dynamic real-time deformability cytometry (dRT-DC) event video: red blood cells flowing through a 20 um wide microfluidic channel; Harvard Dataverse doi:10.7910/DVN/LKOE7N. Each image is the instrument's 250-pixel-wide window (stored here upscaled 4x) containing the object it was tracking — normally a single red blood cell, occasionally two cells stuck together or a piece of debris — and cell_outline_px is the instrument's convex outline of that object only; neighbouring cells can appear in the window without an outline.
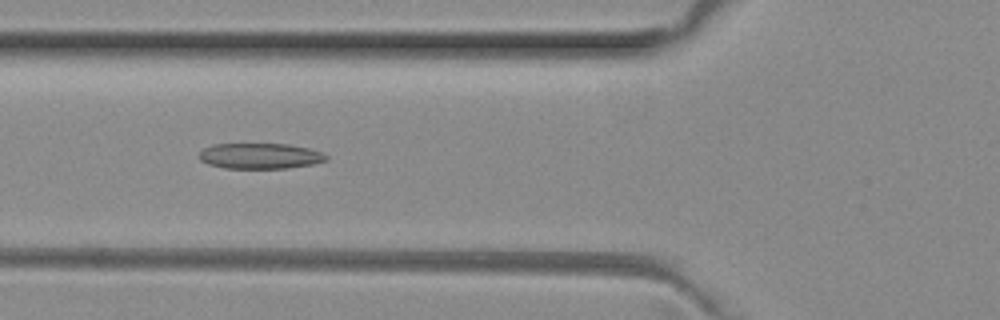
{"species": "common noctule bat (a hibernating species)", "species_latin": "Nyctalus noctula", "temperature_condition": "room temperature", "stored_images_in_passage": 8, "camera_frame_rate_fps": 3000, "um_per_image_px": 0.085, "animal": {"sex": "female", "body_mass_g": 29.2, "forearm_length_mm": 56.3}, "frame": {"image": 1, "passage_image": 6, "time_ms": 1.667, "image_size_px": [1000, 320], "cell_outline_px": [[328, 160], [312, 164], [288, 168], [224, 168], [208, 164], [200, 160], [200, 152], [204, 148], [212, 144], [288, 144], [308, 148], [320, 152], [328, 156]], "centroid_in_image_um": [22.1, 13.26], "position_along_channel_um": 103.7, "area_um2": 18.9}}
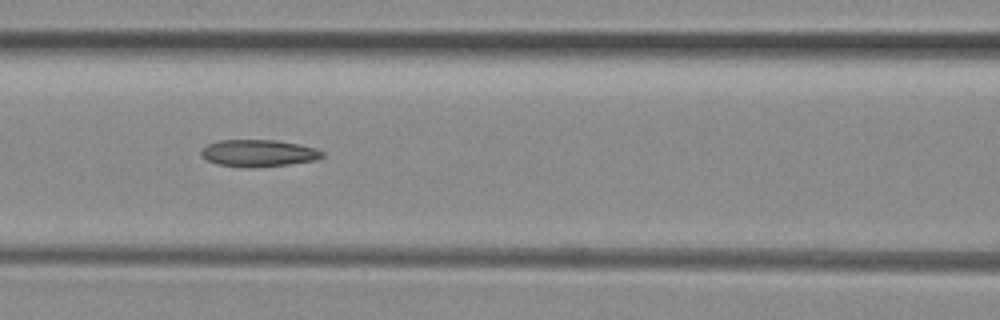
{"frame": {"image": 2, "passage_image": 7, "time_ms": 2.0, "image_size_px": [1000, 320], "cell_outline_px": [[324, 156], [316, 160], [288, 164], [252, 168], [244, 168], [216, 164], [200, 156], [200, 152], [208, 144], [220, 140], [276, 140], [316, 148], [324, 152]], "centroid_in_image_um": [21.96, 13.03], "position_along_channel_um": 144.6, "area_um2": 19.07}}
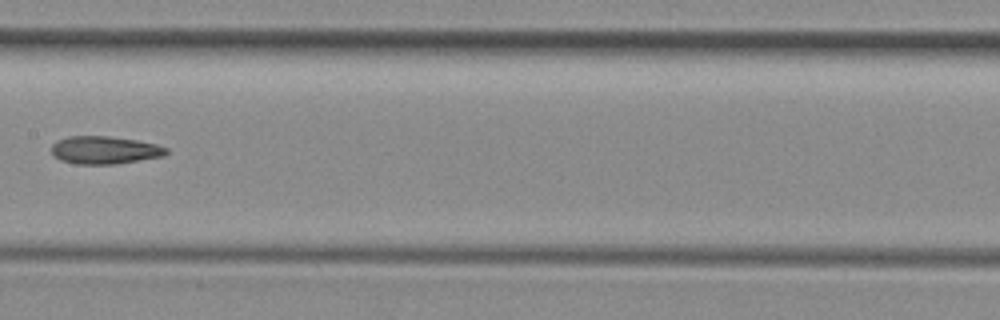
{"frame": {"image": 3, "passage_image": 8, "time_ms": 2.333, "image_size_px": [1000, 320], "cell_outline_px": [[168, 152], [164, 156], [116, 164], [76, 164], [60, 160], [52, 156], [52, 144], [56, 140], [68, 136], [108, 136], [136, 140], [156, 144], [168, 148]], "centroid_in_image_um": [8.87, 12.76], "position_along_channel_um": 198.5, "area_um2": 18.73}}